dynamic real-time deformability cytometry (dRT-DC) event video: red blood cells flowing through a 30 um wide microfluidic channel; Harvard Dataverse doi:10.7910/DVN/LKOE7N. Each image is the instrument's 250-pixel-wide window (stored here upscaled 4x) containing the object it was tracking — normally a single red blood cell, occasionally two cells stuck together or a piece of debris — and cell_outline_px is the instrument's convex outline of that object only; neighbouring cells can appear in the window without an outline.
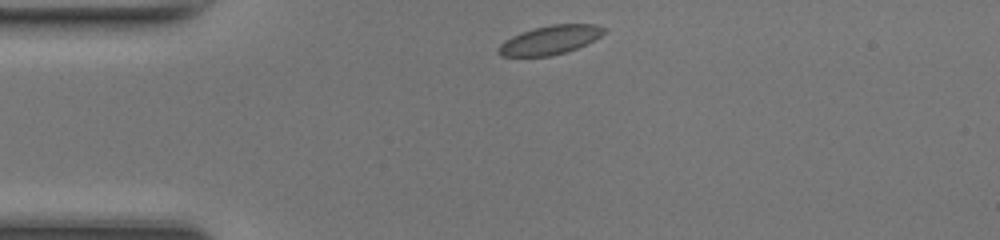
{"species": "common noctule bat (a hibernating species)", "species_latin": "Nyctalus noctula", "temperature_condition": "room temperature", "stored_images_in_passage": 38, "camera_frame_rate_fps": 3000, "um_per_image_px": 0.085, "animal": {"sex": "female", "body_mass_g": 17.0, "forearm_length_mm": 48.0}, "frame": {"image": 1, "passage_image": 1, "time_ms": 0.0, "image_size_px": [1000, 240], "cell_outline_px": [[608, 28], [600, 36], [576, 48], [564, 52], [548, 56], [500, 56], [496, 52], [496, 48], [504, 40], [520, 32], [552, 24], [596, 24]], "centroid_in_image_um": [46.71, 3.39], "position_along_channel_um": 38.3, "area_um2": 17.63}}
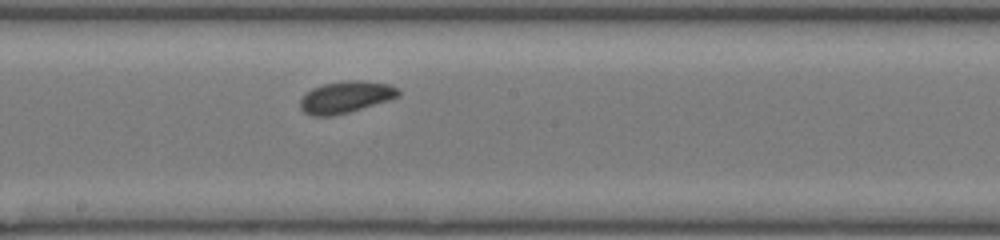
{"frame": {"image": 2, "passage_image": 16, "time_ms": 5.0, "image_size_px": [1000, 240], "cell_outline_px": [[400, 96], [388, 100], [348, 112], [328, 116], [312, 116], [304, 112], [300, 108], [300, 100], [312, 88], [324, 84], [348, 80], [360, 80], [388, 84], [400, 88]], "centroid_in_image_um": [29.4, 8.24], "position_along_channel_um": 218.8, "area_um2": 17.98}}
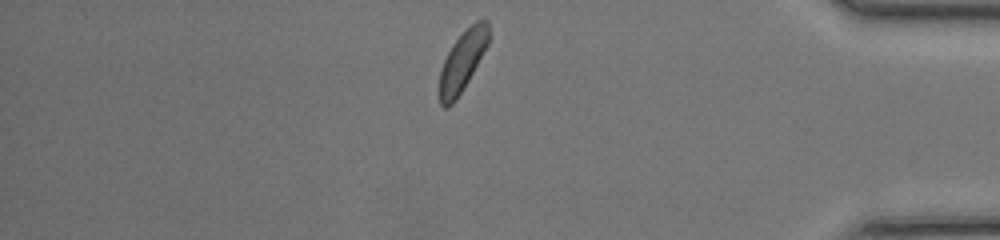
{"frame": {"image": 3, "passage_image": 31, "time_ms": 10.0, "image_size_px": [1000, 240], "cell_outline_px": [[492, 36], [488, 44], [468, 80], [456, 100], [448, 108], [444, 108], [440, 104], [440, 68], [452, 44], [476, 20], [484, 16], [488, 20]], "centroid_in_image_um": [39.35, 5.14], "position_along_channel_um": 395.8, "area_um2": 17.34}, "authors_computed_cell_mechanics": {"area_um2": 17.6868, "velocity_mm_per_s": 4.2599, "shape_relaxation_time_tau1_ms": null, "shape_relaxation_time_tau2_ms": 1.4854, "deformation_change_tau1": null, "deformation_change_tau2": 0.0584}}